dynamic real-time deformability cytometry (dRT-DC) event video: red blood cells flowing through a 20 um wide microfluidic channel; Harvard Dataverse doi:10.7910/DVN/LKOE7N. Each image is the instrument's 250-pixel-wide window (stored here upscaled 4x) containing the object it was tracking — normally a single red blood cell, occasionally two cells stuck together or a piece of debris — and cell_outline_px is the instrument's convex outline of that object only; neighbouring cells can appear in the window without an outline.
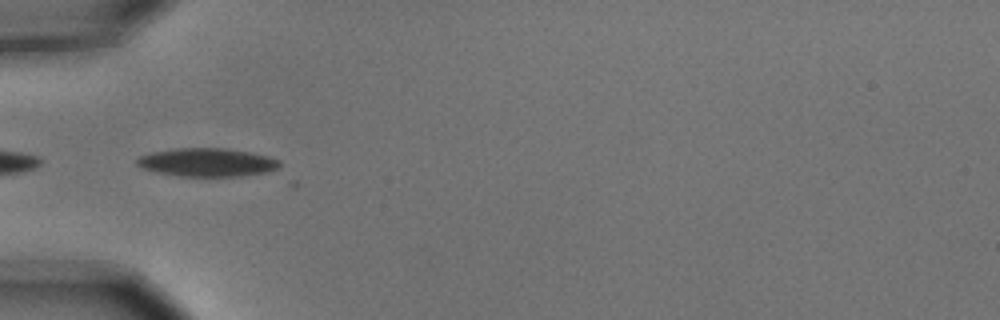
{"species": "common noctule bat (a hibernating species)", "species_latin": "Nyctalus noctula", "temperature_condition": "cold", "stored_images_in_passage": 9, "camera_frame_rate_fps": 3000, "um_per_image_px": 0.085, "animal": {"sex": "male", "body_mass_g": 15.6}, "frame": {"image": 1, "passage_image": 6, "time_ms": 1.667, "image_size_px": [1000, 320], "cell_outline_px": [[280, 164], [276, 168], [268, 172], [240, 176], [180, 176], [156, 172], [144, 168], [136, 164], [136, 160], [140, 156], [152, 152], [176, 148], [228, 148], [252, 152], [268, 156], [280, 160]], "centroid_in_image_um": [17.63, 13.79], "position_along_channel_um": 67.4, "area_um2": 23.58}}
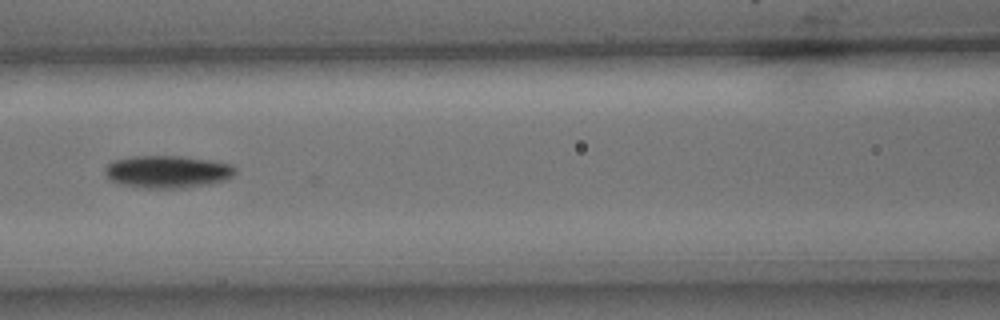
{"frame": {"image": 2, "passage_image": 8, "time_ms": 2.333, "image_size_px": [1000, 320], "cell_outline_px": [[236, 172], [232, 176], [224, 180], [208, 184], [184, 188], [144, 188], [116, 184], [104, 172], [104, 168], [112, 160], [132, 156], [180, 156], [208, 160], [232, 164], [236, 168]], "centroid_in_image_um": [14.21, 14.6], "position_along_channel_um": 152.4, "area_um2": 24.74}}
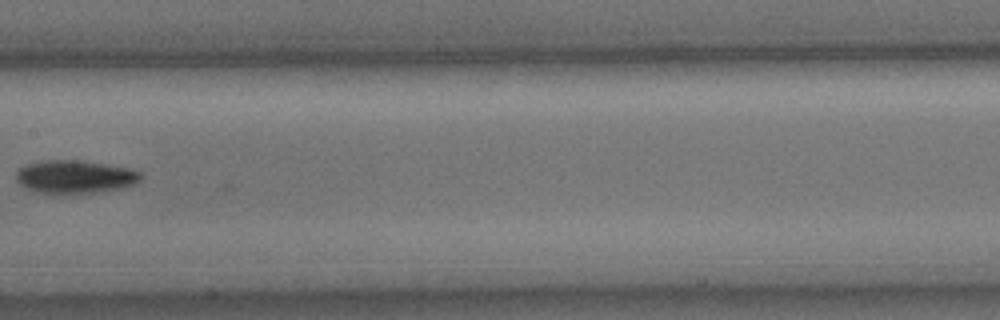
{"frame": {"image": 3, "passage_image": 9, "time_ms": 2.667, "image_size_px": [1000, 320], "cell_outline_px": [[140, 180], [132, 184], [120, 188], [96, 192], [40, 192], [28, 188], [20, 184], [16, 180], [16, 172], [24, 164], [44, 160], [76, 160], [132, 168], [140, 172]], "centroid_in_image_um": [6.35, 14.99], "position_along_channel_um": 201.0, "area_um2": 23.47}}